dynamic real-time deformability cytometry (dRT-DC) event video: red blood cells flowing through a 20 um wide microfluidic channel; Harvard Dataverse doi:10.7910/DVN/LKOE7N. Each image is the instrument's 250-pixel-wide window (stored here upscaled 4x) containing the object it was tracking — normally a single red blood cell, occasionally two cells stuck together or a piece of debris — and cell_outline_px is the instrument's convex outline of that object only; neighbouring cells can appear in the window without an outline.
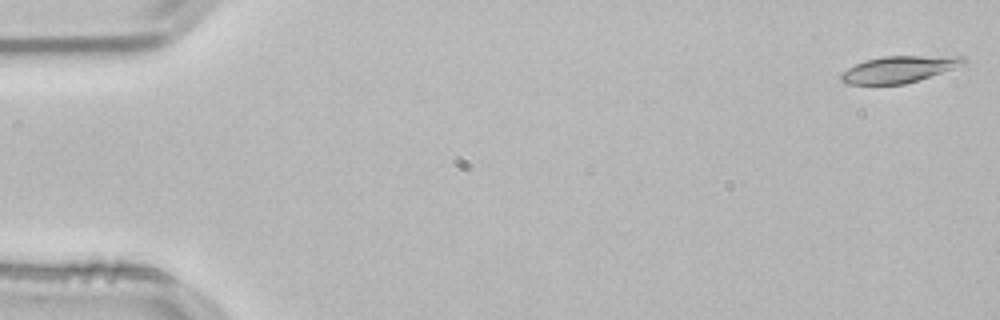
{"species": "common noctule bat (a hibernating species)", "species_latin": "Nyctalus noctula", "temperature_condition": "room temperature", "stored_images_in_passage": 53, "camera_frame_rate_fps": 3000, "um_per_image_px": 0.085, "animal": {"sex": "male", "body_mass_g": 21.5, "forearm_length_mm": 52.0}, "frame": {"image": 1, "passage_image": 1, "time_ms": 0.0, "image_size_px": [1000, 320], "cell_outline_px": [[968, 64], [904, 84], [848, 84], [840, 80], [840, 76], [848, 68], [864, 60], [884, 56], [964, 56], [968, 60]], "centroid_in_image_um": [76.47, 5.88], "position_along_channel_um": 8.5, "area_um2": 18.96}}
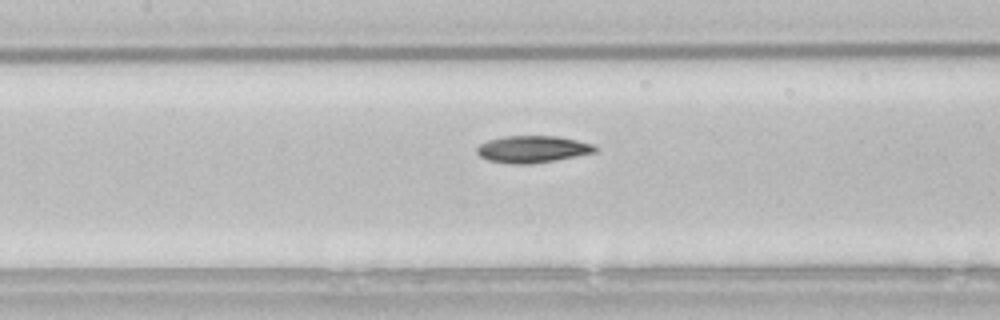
{"frame": {"image": 2, "passage_image": 24, "time_ms": 7.667, "image_size_px": [1000, 320], "cell_outline_px": [[600, 148], [596, 152], [576, 156], [532, 164], [512, 164], [488, 160], [480, 156], [476, 152], [476, 148], [480, 144], [488, 140], [504, 136], [560, 136], [592, 144]], "centroid_in_image_um": [45.27, 12.68], "position_along_channel_um": 162.1, "area_um2": 18.61}}
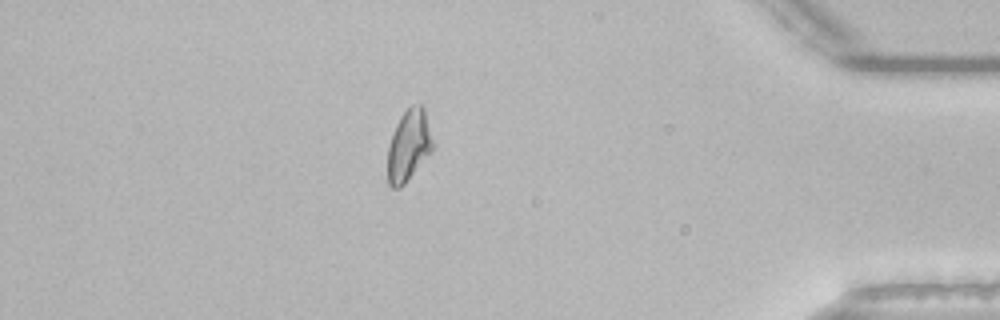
{"frame": {"image": 3, "passage_image": 46, "time_ms": 15.0, "image_size_px": [1000, 320], "cell_outline_px": [[432, 152], [404, 184], [400, 188], [392, 188], [388, 184], [388, 144], [396, 124], [400, 116], [412, 104], [420, 104], [424, 108], [432, 140]], "centroid_in_image_um": [34.72, 12.38], "position_along_channel_um": 400.5, "area_um2": 18.61}, "authors_computed_cell_mechanics": {"area_um2": 18.6116, "velocity_mm_per_s": 3.8103, "shape_relaxation_time_tau1_ms": 5.0888, "shape_relaxation_time_tau2_ms": 3.3296, "deformation_change_tau1": 0.1475, "deformation_change_tau2": 0.0908}}